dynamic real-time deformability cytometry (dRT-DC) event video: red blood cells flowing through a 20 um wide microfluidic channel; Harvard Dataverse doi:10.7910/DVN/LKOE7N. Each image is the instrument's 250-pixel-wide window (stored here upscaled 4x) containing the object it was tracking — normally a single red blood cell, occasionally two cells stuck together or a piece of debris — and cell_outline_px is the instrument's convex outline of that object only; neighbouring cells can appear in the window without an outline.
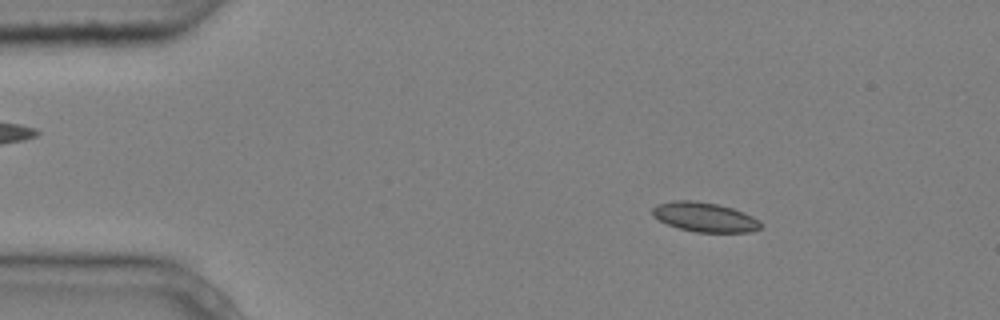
{"species": "common noctule bat (a hibernating species)", "species_latin": "Nyctalus noctula", "temperature_condition": "cold", "stored_images_in_passage": 4, "camera_frame_rate_fps": 3000, "um_per_image_px": 0.085, "animal": {"sex": "male", "body_mass_g": 20.4}, "frame": {"image": 1, "passage_image": 1, "time_ms": 0.0, "image_size_px": [1000, 320], "cell_outline_px": [[764, 224], [760, 228], [748, 232], [696, 232], [680, 228], [668, 224], [652, 216], [652, 208], [656, 204], [672, 200], [692, 200], [716, 204], [732, 208], [744, 212], [760, 220]], "centroid_in_image_um": [59.9, 18.44], "position_along_channel_um": 25.1, "area_um2": 18.61}}